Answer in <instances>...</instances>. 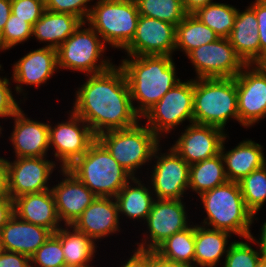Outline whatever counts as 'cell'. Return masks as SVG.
<instances>
[{"instance_id":"6da1fadb","label":"cell","mask_w":266,"mask_h":267,"mask_svg":"<svg viewBox=\"0 0 266 267\" xmlns=\"http://www.w3.org/2000/svg\"><path fill=\"white\" fill-rule=\"evenodd\" d=\"M78 88L72 111L82 118L97 137L99 134L127 129L139 123L124 71L113 65L110 69L87 75ZM139 118V119H138Z\"/></svg>"},{"instance_id":"7a4b0ae2","label":"cell","mask_w":266,"mask_h":267,"mask_svg":"<svg viewBox=\"0 0 266 267\" xmlns=\"http://www.w3.org/2000/svg\"><path fill=\"white\" fill-rule=\"evenodd\" d=\"M127 57L129 58L123 59L119 66L125 73L132 103L138 102L134 109L142 117L172 87L179 83L180 79L176 78V66L171 56Z\"/></svg>"},{"instance_id":"3957f363","label":"cell","mask_w":266,"mask_h":267,"mask_svg":"<svg viewBox=\"0 0 266 267\" xmlns=\"http://www.w3.org/2000/svg\"><path fill=\"white\" fill-rule=\"evenodd\" d=\"M199 197L207 213L202 226H212L211 229L224 230L242 238L252 234L253 213L245 204L239 182L228 181Z\"/></svg>"},{"instance_id":"277c9868","label":"cell","mask_w":266,"mask_h":267,"mask_svg":"<svg viewBox=\"0 0 266 267\" xmlns=\"http://www.w3.org/2000/svg\"><path fill=\"white\" fill-rule=\"evenodd\" d=\"M97 197H115L133 178L96 139L68 168Z\"/></svg>"},{"instance_id":"5b68a950","label":"cell","mask_w":266,"mask_h":267,"mask_svg":"<svg viewBox=\"0 0 266 267\" xmlns=\"http://www.w3.org/2000/svg\"><path fill=\"white\" fill-rule=\"evenodd\" d=\"M193 118L223 131L229 118L239 122L235 78H195Z\"/></svg>"},{"instance_id":"8992f818","label":"cell","mask_w":266,"mask_h":267,"mask_svg":"<svg viewBox=\"0 0 266 267\" xmlns=\"http://www.w3.org/2000/svg\"><path fill=\"white\" fill-rule=\"evenodd\" d=\"M139 16L135 0H98L86 22L106 45L123 50L135 35Z\"/></svg>"},{"instance_id":"52a82bcc","label":"cell","mask_w":266,"mask_h":267,"mask_svg":"<svg viewBox=\"0 0 266 267\" xmlns=\"http://www.w3.org/2000/svg\"><path fill=\"white\" fill-rule=\"evenodd\" d=\"M136 124L127 129L111 130L99 134L96 139L112 157L133 177L137 169L152 161L160 138L146 125Z\"/></svg>"},{"instance_id":"ba28073f","label":"cell","mask_w":266,"mask_h":267,"mask_svg":"<svg viewBox=\"0 0 266 267\" xmlns=\"http://www.w3.org/2000/svg\"><path fill=\"white\" fill-rule=\"evenodd\" d=\"M85 25L86 22L81 24L57 48L58 70L63 68L91 75L104 72L114 65L110 59L102 58L107 47L103 40H100L102 38L91 26L82 29Z\"/></svg>"},{"instance_id":"9c48e42d","label":"cell","mask_w":266,"mask_h":267,"mask_svg":"<svg viewBox=\"0 0 266 267\" xmlns=\"http://www.w3.org/2000/svg\"><path fill=\"white\" fill-rule=\"evenodd\" d=\"M193 101L194 80L180 81L142 116L145 125L161 138L185 120L193 123Z\"/></svg>"},{"instance_id":"30bf717a","label":"cell","mask_w":266,"mask_h":267,"mask_svg":"<svg viewBox=\"0 0 266 267\" xmlns=\"http://www.w3.org/2000/svg\"><path fill=\"white\" fill-rule=\"evenodd\" d=\"M200 78H235L246 65L228 38H218L192 50L188 55Z\"/></svg>"},{"instance_id":"8fae6325","label":"cell","mask_w":266,"mask_h":267,"mask_svg":"<svg viewBox=\"0 0 266 267\" xmlns=\"http://www.w3.org/2000/svg\"><path fill=\"white\" fill-rule=\"evenodd\" d=\"M246 64L235 77L239 123L250 127L266 117V69Z\"/></svg>"},{"instance_id":"7c38bea8","label":"cell","mask_w":266,"mask_h":267,"mask_svg":"<svg viewBox=\"0 0 266 267\" xmlns=\"http://www.w3.org/2000/svg\"><path fill=\"white\" fill-rule=\"evenodd\" d=\"M69 112V121L58 122L53 127L49 123V145L54 147L55 158L62 163L60 168H68L96 140L90 126L73 111Z\"/></svg>"},{"instance_id":"4fadbf2b","label":"cell","mask_w":266,"mask_h":267,"mask_svg":"<svg viewBox=\"0 0 266 267\" xmlns=\"http://www.w3.org/2000/svg\"><path fill=\"white\" fill-rule=\"evenodd\" d=\"M159 146L154 151L153 157L157 160L154 164L150 182L155 199L181 200L189 188L190 165L180 157L172 147L167 153H160ZM161 155H160V154Z\"/></svg>"},{"instance_id":"5bb4252c","label":"cell","mask_w":266,"mask_h":267,"mask_svg":"<svg viewBox=\"0 0 266 267\" xmlns=\"http://www.w3.org/2000/svg\"><path fill=\"white\" fill-rule=\"evenodd\" d=\"M183 202L182 199H156L153 202L146 219L149 237L137 243L138 249L154 250L165 239L190 226Z\"/></svg>"},{"instance_id":"9a60e30c","label":"cell","mask_w":266,"mask_h":267,"mask_svg":"<svg viewBox=\"0 0 266 267\" xmlns=\"http://www.w3.org/2000/svg\"><path fill=\"white\" fill-rule=\"evenodd\" d=\"M176 49V26L159 19L139 16L135 35L124 48L127 56L168 55Z\"/></svg>"},{"instance_id":"2e32d148","label":"cell","mask_w":266,"mask_h":267,"mask_svg":"<svg viewBox=\"0 0 266 267\" xmlns=\"http://www.w3.org/2000/svg\"><path fill=\"white\" fill-rule=\"evenodd\" d=\"M9 172V190L12 199L28 193L50 190L49 177L55 169V161L45 157H21L13 162L7 160Z\"/></svg>"},{"instance_id":"e0dca14e","label":"cell","mask_w":266,"mask_h":267,"mask_svg":"<svg viewBox=\"0 0 266 267\" xmlns=\"http://www.w3.org/2000/svg\"><path fill=\"white\" fill-rule=\"evenodd\" d=\"M226 135L218 127L193 122L186 127L172 148L191 165L219 154Z\"/></svg>"},{"instance_id":"ac0fdd59","label":"cell","mask_w":266,"mask_h":267,"mask_svg":"<svg viewBox=\"0 0 266 267\" xmlns=\"http://www.w3.org/2000/svg\"><path fill=\"white\" fill-rule=\"evenodd\" d=\"M59 171L65 178L54 185L51 191L59 220L65 222L64 226L73 225L97 196L67 168Z\"/></svg>"},{"instance_id":"d6986e66","label":"cell","mask_w":266,"mask_h":267,"mask_svg":"<svg viewBox=\"0 0 266 267\" xmlns=\"http://www.w3.org/2000/svg\"><path fill=\"white\" fill-rule=\"evenodd\" d=\"M14 127L10 141L15 158L46 157L49 145V121L42 123L30 120L20 108L13 116Z\"/></svg>"},{"instance_id":"ffe728a7","label":"cell","mask_w":266,"mask_h":267,"mask_svg":"<svg viewBox=\"0 0 266 267\" xmlns=\"http://www.w3.org/2000/svg\"><path fill=\"white\" fill-rule=\"evenodd\" d=\"M57 69V49L45 46L27 53L13 66L12 78L17 83L16 92L22 94L23 84L39 88L51 78Z\"/></svg>"},{"instance_id":"44dd1931","label":"cell","mask_w":266,"mask_h":267,"mask_svg":"<svg viewBox=\"0 0 266 267\" xmlns=\"http://www.w3.org/2000/svg\"><path fill=\"white\" fill-rule=\"evenodd\" d=\"M119 217L115 198L98 196L72 226L96 241L120 231Z\"/></svg>"},{"instance_id":"7402d4cb","label":"cell","mask_w":266,"mask_h":267,"mask_svg":"<svg viewBox=\"0 0 266 267\" xmlns=\"http://www.w3.org/2000/svg\"><path fill=\"white\" fill-rule=\"evenodd\" d=\"M51 234L49 229L26 222L14 214L0 231V249L31 257Z\"/></svg>"},{"instance_id":"603a6c76","label":"cell","mask_w":266,"mask_h":267,"mask_svg":"<svg viewBox=\"0 0 266 267\" xmlns=\"http://www.w3.org/2000/svg\"><path fill=\"white\" fill-rule=\"evenodd\" d=\"M14 214L29 223L39 225L55 233L60 227L55 199L50 190L28 193L13 199Z\"/></svg>"},{"instance_id":"cb8c5ba5","label":"cell","mask_w":266,"mask_h":267,"mask_svg":"<svg viewBox=\"0 0 266 267\" xmlns=\"http://www.w3.org/2000/svg\"><path fill=\"white\" fill-rule=\"evenodd\" d=\"M225 136L220 153L224 159L225 172L229 181L239 182L252 171L263 167L266 164L263 146L252 141L251 139L241 141L238 145L225 151Z\"/></svg>"},{"instance_id":"d4e9b609","label":"cell","mask_w":266,"mask_h":267,"mask_svg":"<svg viewBox=\"0 0 266 267\" xmlns=\"http://www.w3.org/2000/svg\"><path fill=\"white\" fill-rule=\"evenodd\" d=\"M228 39L245 64H260L258 22L255 12L250 7L243 12L238 9Z\"/></svg>"},{"instance_id":"484cf974","label":"cell","mask_w":266,"mask_h":267,"mask_svg":"<svg viewBox=\"0 0 266 267\" xmlns=\"http://www.w3.org/2000/svg\"><path fill=\"white\" fill-rule=\"evenodd\" d=\"M84 22L70 13H54L45 10L32 27V36L47 47L57 49Z\"/></svg>"},{"instance_id":"4316f807","label":"cell","mask_w":266,"mask_h":267,"mask_svg":"<svg viewBox=\"0 0 266 267\" xmlns=\"http://www.w3.org/2000/svg\"><path fill=\"white\" fill-rule=\"evenodd\" d=\"M230 236L231 233L224 230L195 225L194 267H216L220 258L227 254Z\"/></svg>"},{"instance_id":"83f0119b","label":"cell","mask_w":266,"mask_h":267,"mask_svg":"<svg viewBox=\"0 0 266 267\" xmlns=\"http://www.w3.org/2000/svg\"><path fill=\"white\" fill-rule=\"evenodd\" d=\"M54 234L60 239L66 267H92L89 264L97 248L94 240L72 225L61 226Z\"/></svg>"},{"instance_id":"f1b7e54d","label":"cell","mask_w":266,"mask_h":267,"mask_svg":"<svg viewBox=\"0 0 266 267\" xmlns=\"http://www.w3.org/2000/svg\"><path fill=\"white\" fill-rule=\"evenodd\" d=\"M131 182L135 184H133L134 187L130 185ZM131 182L129 181L114 197L119 216L121 213L128 218L143 219L145 222L155 201L152 197L154 194L137 177H133Z\"/></svg>"},{"instance_id":"f546056e","label":"cell","mask_w":266,"mask_h":267,"mask_svg":"<svg viewBox=\"0 0 266 267\" xmlns=\"http://www.w3.org/2000/svg\"><path fill=\"white\" fill-rule=\"evenodd\" d=\"M228 181L221 153L190 165L189 188L198 195Z\"/></svg>"},{"instance_id":"4dcf8cb0","label":"cell","mask_w":266,"mask_h":267,"mask_svg":"<svg viewBox=\"0 0 266 267\" xmlns=\"http://www.w3.org/2000/svg\"><path fill=\"white\" fill-rule=\"evenodd\" d=\"M219 37L194 14H186L176 26V51L182 50L188 55L202 45L214 42Z\"/></svg>"},{"instance_id":"1f68e13d","label":"cell","mask_w":266,"mask_h":267,"mask_svg":"<svg viewBox=\"0 0 266 267\" xmlns=\"http://www.w3.org/2000/svg\"><path fill=\"white\" fill-rule=\"evenodd\" d=\"M195 225L173 234L159 244L154 251L165 259L194 267Z\"/></svg>"},{"instance_id":"d6a6232c","label":"cell","mask_w":266,"mask_h":267,"mask_svg":"<svg viewBox=\"0 0 266 267\" xmlns=\"http://www.w3.org/2000/svg\"><path fill=\"white\" fill-rule=\"evenodd\" d=\"M238 9L225 3L212 2L193 13L212 29L219 38H228L234 27Z\"/></svg>"},{"instance_id":"836d02e7","label":"cell","mask_w":266,"mask_h":267,"mask_svg":"<svg viewBox=\"0 0 266 267\" xmlns=\"http://www.w3.org/2000/svg\"><path fill=\"white\" fill-rule=\"evenodd\" d=\"M139 15L177 26L186 16L182 0H135Z\"/></svg>"},{"instance_id":"e575fe53","label":"cell","mask_w":266,"mask_h":267,"mask_svg":"<svg viewBox=\"0 0 266 267\" xmlns=\"http://www.w3.org/2000/svg\"><path fill=\"white\" fill-rule=\"evenodd\" d=\"M239 185L245 204L256 220V214L266 201V164L245 176Z\"/></svg>"},{"instance_id":"d590c367","label":"cell","mask_w":266,"mask_h":267,"mask_svg":"<svg viewBox=\"0 0 266 267\" xmlns=\"http://www.w3.org/2000/svg\"><path fill=\"white\" fill-rule=\"evenodd\" d=\"M30 262L31 267H66L60 239L52 233L30 257Z\"/></svg>"},{"instance_id":"8d00e7d4","label":"cell","mask_w":266,"mask_h":267,"mask_svg":"<svg viewBox=\"0 0 266 267\" xmlns=\"http://www.w3.org/2000/svg\"><path fill=\"white\" fill-rule=\"evenodd\" d=\"M32 27L30 23L11 13L0 34V49L10 50L18 43L27 41L32 37Z\"/></svg>"},{"instance_id":"74e56055","label":"cell","mask_w":266,"mask_h":267,"mask_svg":"<svg viewBox=\"0 0 266 267\" xmlns=\"http://www.w3.org/2000/svg\"><path fill=\"white\" fill-rule=\"evenodd\" d=\"M261 256V251L254 250L248 242L234 241L229 244L223 267H255Z\"/></svg>"},{"instance_id":"f35d334b","label":"cell","mask_w":266,"mask_h":267,"mask_svg":"<svg viewBox=\"0 0 266 267\" xmlns=\"http://www.w3.org/2000/svg\"><path fill=\"white\" fill-rule=\"evenodd\" d=\"M90 1L93 0H45V10L70 13L86 22L92 10V7L87 5Z\"/></svg>"},{"instance_id":"ab89813d","label":"cell","mask_w":266,"mask_h":267,"mask_svg":"<svg viewBox=\"0 0 266 267\" xmlns=\"http://www.w3.org/2000/svg\"><path fill=\"white\" fill-rule=\"evenodd\" d=\"M45 11V0H11V13L32 26Z\"/></svg>"},{"instance_id":"60d3db41","label":"cell","mask_w":266,"mask_h":267,"mask_svg":"<svg viewBox=\"0 0 266 267\" xmlns=\"http://www.w3.org/2000/svg\"><path fill=\"white\" fill-rule=\"evenodd\" d=\"M9 85L11 84L7 77H0V118H11L20 109Z\"/></svg>"},{"instance_id":"b9f144b4","label":"cell","mask_w":266,"mask_h":267,"mask_svg":"<svg viewBox=\"0 0 266 267\" xmlns=\"http://www.w3.org/2000/svg\"><path fill=\"white\" fill-rule=\"evenodd\" d=\"M249 6L256 15L260 41V64L266 60V0H255Z\"/></svg>"},{"instance_id":"7bdbcfd3","label":"cell","mask_w":266,"mask_h":267,"mask_svg":"<svg viewBox=\"0 0 266 267\" xmlns=\"http://www.w3.org/2000/svg\"><path fill=\"white\" fill-rule=\"evenodd\" d=\"M0 267H31L30 257L0 249Z\"/></svg>"},{"instance_id":"ee69618b","label":"cell","mask_w":266,"mask_h":267,"mask_svg":"<svg viewBox=\"0 0 266 267\" xmlns=\"http://www.w3.org/2000/svg\"><path fill=\"white\" fill-rule=\"evenodd\" d=\"M121 267H151V250L136 249Z\"/></svg>"},{"instance_id":"f6af8a7d","label":"cell","mask_w":266,"mask_h":267,"mask_svg":"<svg viewBox=\"0 0 266 267\" xmlns=\"http://www.w3.org/2000/svg\"><path fill=\"white\" fill-rule=\"evenodd\" d=\"M0 198H11L7 161L3 157H0Z\"/></svg>"},{"instance_id":"bcb514c9","label":"cell","mask_w":266,"mask_h":267,"mask_svg":"<svg viewBox=\"0 0 266 267\" xmlns=\"http://www.w3.org/2000/svg\"><path fill=\"white\" fill-rule=\"evenodd\" d=\"M14 215V201L12 198H0V231Z\"/></svg>"},{"instance_id":"7dc6e473","label":"cell","mask_w":266,"mask_h":267,"mask_svg":"<svg viewBox=\"0 0 266 267\" xmlns=\"http://www.w3.org/2000/svg\"><path fill=\"white\" fill-rule=\"evenodd\" d=\"M151 267H188L160 256L154 250H151Z\"/></svg>"},{"instance_id":"c3c4849f","label":"cell","mask_w":266,"mask_h":267,"mask_svg":"<svg viewBox=\"0 0 266 267\" xmlns=\"http://www.w3.org/2000/svg\"><path fill=\"white\" fill-rule=\"evenodd\" d=\"M213 0H182L184 10L187 14L195 13L199 8L212 3Z\"/></svg>"},{"instance_id":"681fc988","label":"cell","mask_w":266,"mask_h":267,"mask_svg":"<svg viewBox=\"0 0 266 267\" xmlns=\"http://www.w3.org/2000/svg\"><path fill=\"white\" fill-rule=\"evenodd\" d=\"M11 14V0H0V34Z\"/></svg>"},{"instance_id":"f907efd6","label":"cell","mask_w":266,"mask_h":267,"mask_svg":"<svg viewBox=\"0 0 266 267\" xmlns=\"http://www.w3.org/2000/svg\"><path fill=\"white\" fill-rule=\"evenodd\" d=\"M260 232L261 233L259 240L253 237L252 234L249 237H246L245 239L247 241H250V243L251 242H254L255 244L257 243V245H259L260 247L259 250L261 251L262 255L266 256V222H264V224L262 225Z\"/></svg>"},{"instance_id":"816d5d0a","label":"cell","mask_w":266,"mask_h":267,"mask_svg":"<svg viewBox=\"0 0 266 267\" xmlns=\"http://www.w3.org/2000/svg\"><path fill=\"white\" fill-rule=\"evenodd\" d=\"M255 267H266V256H261L255 264Z\"/></svg>"},{"instance_id":"f5cc1de1","label":"cell","mask_w":266,"mask_h":267,"mask_svg":"<svg viewBox=\"0 0 266 267\" xmlns=\"http://www.w3.org/2000/svg\"><path fill=\"white\" fill-rule=\"evenodd\" d=\"M261 64H262V65L265 67V69H266V60H264Z\"/></svg>"}]
</instances>
